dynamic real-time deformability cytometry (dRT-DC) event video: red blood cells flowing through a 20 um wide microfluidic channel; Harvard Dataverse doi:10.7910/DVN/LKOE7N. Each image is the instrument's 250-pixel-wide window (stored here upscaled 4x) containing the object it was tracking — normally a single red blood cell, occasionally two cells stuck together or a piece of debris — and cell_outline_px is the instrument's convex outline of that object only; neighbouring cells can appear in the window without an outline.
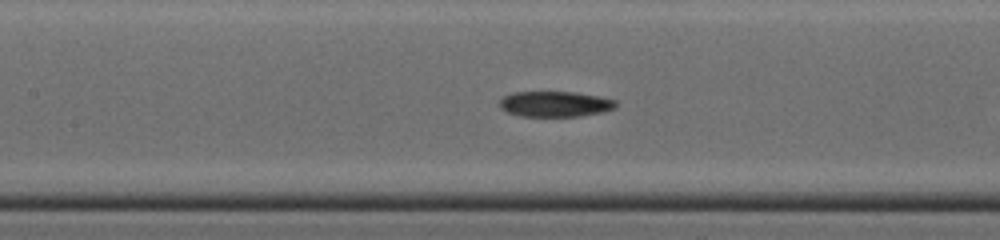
{"species": "common noctule bat (a hibernating species)", "species_latin": "Nyctalus noctula", "temperature_condition": "cold", "stored_images_in_passage": 37, "camera_frame_rate_fps": 3000, "um_per_image_px": 0.085, "animal": {"sex": "male", "body_mass_g": 19.0, "forearm_length_mm": 50.8}, "frame": {"image": 1, "passage_image": 10, "time_ms": 3.0, "image_size_px": [1000, 240], "cell_outline_px": [[616, 108], [600, 112], [580, 116], [520, 116], [508, 112], [500, 108], [500, 100], [504, 96], [516, 92], [572, 92], [596, 96], [616, 100]], "centroid_in_image_um": [47.16, 8.84], "position_along_channel_um": 160.2, "area_um2": 17.05}}
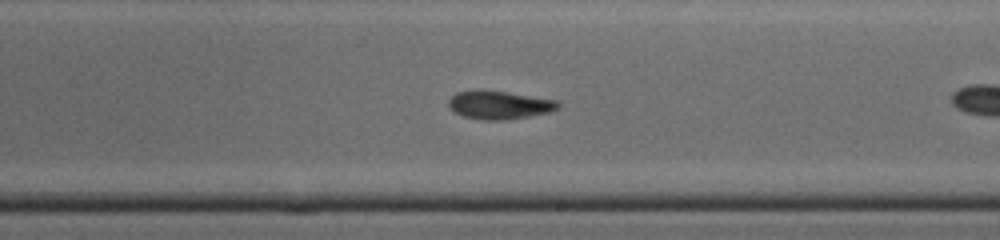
{"frame": {"image": 2, "passage_image": 16, "time_ms": 5.0, "image_size_px": [1000, 240], "cell_outline_px": [[560, 108], [548, 112], [528, 116], [504, 120], [484, 120], [464, 116], [456, 112], [448, 104], [448, 100], [456, 92], [508, 92], [556, 100], [560, 104]], "centroid_in_image_um": [42.49, 8.94], "position_along_channel_um": 246.5, "area_um2": 17.34}}
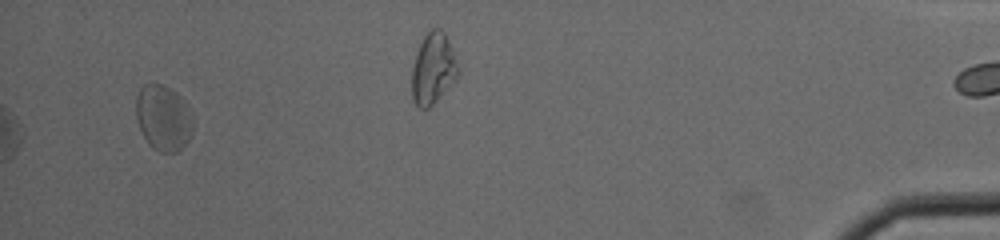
{"frame": {"image": 3, "passage_image": 37, "time_ms": 12.0, "image_size_px": [1000, 240], "cell_outline_px": [[192, 132], [188, 140], [176, 152], [160, 152], [152, 148], [148, 144], [140, 128], [136, 116], [136, 96], [140, 88], [144, 84], [164, 84], [176, 92], [184, 100], [192, 112]], "centroid_in_image_um": [13.88, 10.0], "position_along_channel_um": 421.3, "area_um2": 21.85}, "authors_computed_cell_mechanics": {"area_um2": 18.785, "velocity_mm_per_s": 4.3254, "shape_relaxation_time_tau1_ms": null, "shape_relaxation_time_tau2_ms": 2.54, "deformation_change_tau1": null, "deformation_change_tau2": 0.0829}}